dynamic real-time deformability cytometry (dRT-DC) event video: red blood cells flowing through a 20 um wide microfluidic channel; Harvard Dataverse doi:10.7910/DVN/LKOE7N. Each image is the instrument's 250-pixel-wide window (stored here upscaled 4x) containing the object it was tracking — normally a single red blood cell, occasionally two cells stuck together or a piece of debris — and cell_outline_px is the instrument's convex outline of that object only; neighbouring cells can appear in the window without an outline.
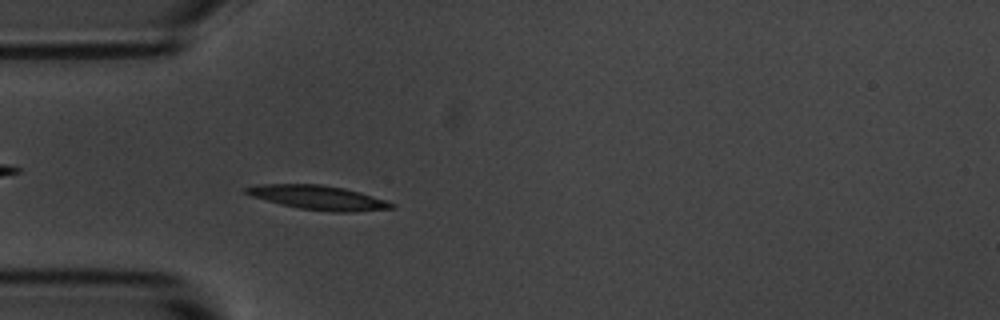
{"species": "common noctule bat (a hibernating species)", "species_latin": "Nyctalus noctula", "temperature_condition": "room temperature", "stored_images_in_passage": 54, "camera_frame_rate_fps": 3000, "um_per_image_px": 0.085, "animal": {"sex": "male", "body_mass_g": 20.1, "forearm_length_mm": 53.5}, "frame": {"image": 1, "passage_image": 15, "time_ms": 4.667, "image_size_px": [1000, 320], "cell_outline_px": [[396, 208], [352, 212], [332, 212], [300, 208], [280, 204], [252, 196], [244, 192], [244, 188], [260, 184], [320, 184], [344, 188], [360, 192], [396, 204]], "centroid_in_image_um": [27.07, 16.79], "position_along_channel_um": 57.9, "area_um2": 20.4}}
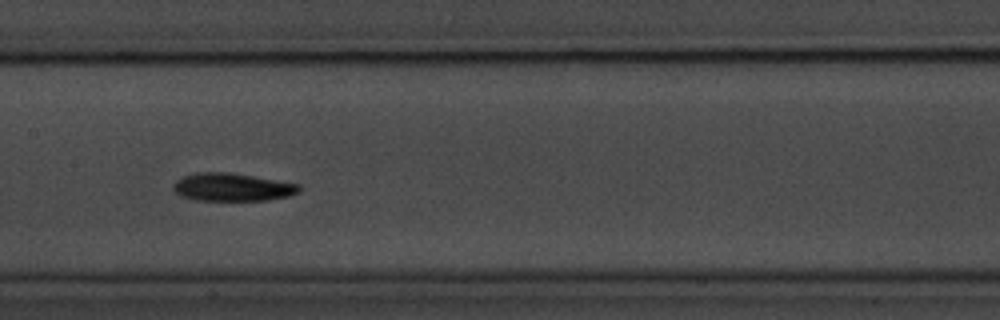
{"frame": {"image": 2, "passage_image": 26, "time_ms": 8.333, "image_size_px": [1000, 320], "cell_outline_px": [[300, 192], [288, 196], [268, 200], [196, 200], [180, 196], [172, 188], [172, 184], [176, 180], [184, 176], [196, 172], [228, 172], [300, 184]], "centroid_in_image_um": [19.72, 15.91], "position_along_channel_um": 187.7, "area_um2": 20.46}}
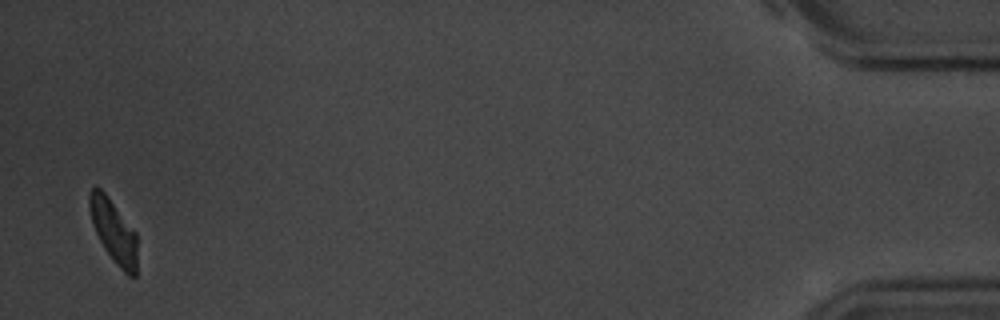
{"frame": {"image": 3, "passage_image": 53, "time_ms": 17.333, "image_size_px": [1000, 320], "cell_outline_px": [[136, 276], [128, 276], [112, 260], [104, 248], [96, 232], [92, 220], [88, 204], [88, 192], [92, 188], [100, 188], [108, 196], [136, 232]], "centroid_in_image_um": [9.65, 19.64], "position_along_channel_um": 425.6, "area_um2": 17.4}, "authors_computed_cell_mechanics": {"area_um2": 19.2763, "velocity_mm_per_s": 3.6153, "shape_relaxation_time_tau1_ms": 2.3667, "shape_relaxation_time_tau2_ms": null, "deformation_change_tau1": 0.1033, "deformation_change_tau2": null}}